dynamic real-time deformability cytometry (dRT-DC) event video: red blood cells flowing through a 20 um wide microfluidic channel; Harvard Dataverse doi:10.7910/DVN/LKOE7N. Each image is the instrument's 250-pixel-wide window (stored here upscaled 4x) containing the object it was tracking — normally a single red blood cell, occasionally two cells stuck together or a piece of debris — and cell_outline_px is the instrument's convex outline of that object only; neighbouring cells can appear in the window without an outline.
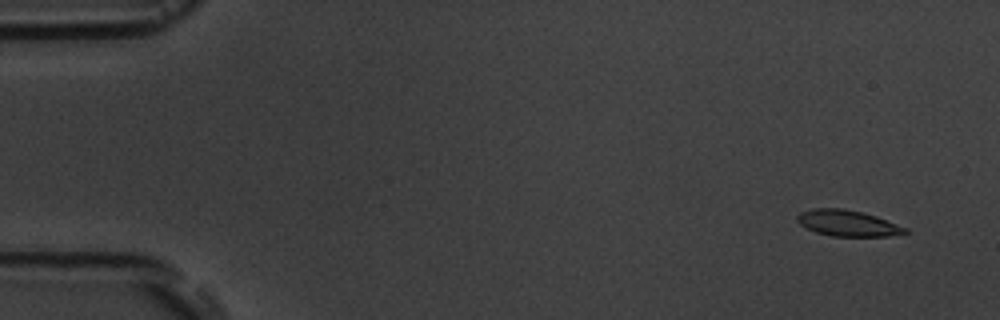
{"species": "common noctule bat (a hibernating species)", "species_latin": "Nyctalus noctula", "temperature_condition": "room temperature", "stored_images_in_passage": 4, "camera_frame_rate_fps": 3000, "um_per_image_px": 0.085, "animal": {"sex": "male", "body_mass_g": 19.5, "forearm_length_mm": 54.6}, "frame": {"image": 1, "passage_image": 1, "time_ms": 0.0, "image_size_px": [1000, 320], "cell_outline_px": [[908, 232], [888, 236], [832, 236], [816, 232], [800, 224], [796, 220], [796, 216], [800, 212], [812, 208], [844, 208], [876, 216], [908, 228]], "centroid_in_image_um": [72.03, 18.96], "position_along_channel_um": 13.0, "area_um2": 16.3}}